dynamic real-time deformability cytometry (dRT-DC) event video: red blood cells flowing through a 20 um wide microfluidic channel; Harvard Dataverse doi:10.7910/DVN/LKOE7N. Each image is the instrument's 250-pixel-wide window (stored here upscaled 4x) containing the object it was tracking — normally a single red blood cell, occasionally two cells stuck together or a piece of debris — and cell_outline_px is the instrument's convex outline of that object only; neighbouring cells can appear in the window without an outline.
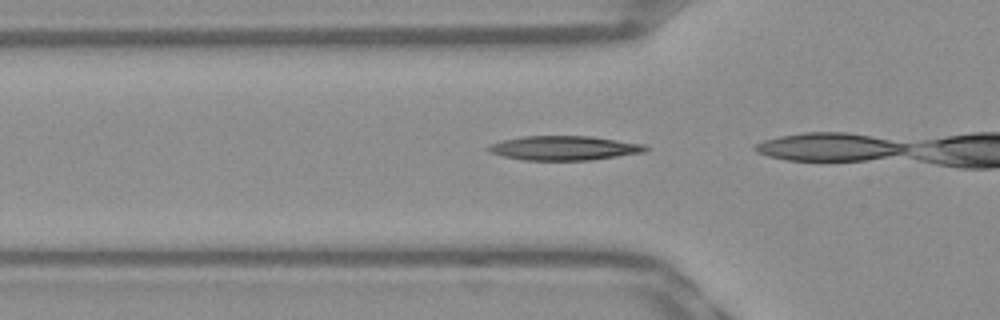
{"species": "Egyptian fruit bat (a non-hibernating species)", "species_latin": "Rousettus aegyptiacus", "temperature_condition": "warm", "stored_images_in_passage": 4, "camera_frame_rate_fps": 3000, "um_per_image_px": 0.085, "frame": {"image": 1, "passage_image": 2, "time_ms": 0.333, "image_size_px": [1000, 320], "cell_outline_px": [[648, 148], [644, 152], [592, 160], [524, 160], [504, 156], [488, 152], [484, 148], [488, 144], [504, 140], [524, 136], [592, 136], [644, 144]], "centroid_in_image_um": [47.91, 12.58], "position_along_channel_um": 77.9, "area_um2": 22.31}}